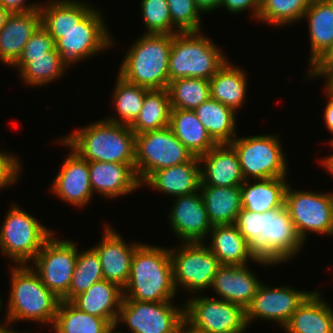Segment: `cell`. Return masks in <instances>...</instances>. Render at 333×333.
Masks as SVG:
<instances>
[{"label":"cell","mask_w":333,"mask_h":333,"mask_svg":"<svg viewBox=\"0 0 333 333\" xmlns=\"http://www.w3.org/2000/svg\"><path fill=\"white\" fill-rule=\"evenodd\" d=\"M177 293L169 249L141 242L132 256L123 300L173 301Z\"/></svg>","instance_id":"1"},{"label":"cell","mask_w":333,"mask_h":333,"mask_svg":"<svg viewBox=\"0 0 333 333\" xmlns=\"http://www.w3.org/2000/svg\"><path fill=\"white\" fill-rule=\"evenodd\" d=\"M135 136L130 126L101 119L62 139L88 162L135 164Z\"/></svg>","instance_id":"2"},{"label":"cell","mask_w":333,"mask_h":333,"mask_svg":"<svg viewBox=\"0 0 333 333\" xmlns=\"http://www.w3.org/2000/svg\"><path fill=\"white\" fill-rule=\"evenodd\" d=\"M12 267L5 326H11L13 322L20 320L52 326L61 299L42 283L32 266L12 265Z\"/></svg>","instance_id":"3"},{"label":"cell","mask_w":333,"mask_h":333,"mask_svg":"<svg viewBox=\"0 0 333 333\" xmlns=\"http://www.w3.org/2000/svg\"><path fill=\"white\" fill-rule=\"evenodd\" d=\"M171 48L172 35L144 33L127 50L117 74L149 90L167 89Z\"/></svg>","instance_id":"4"},{"label":"cell","mask_w":333,"mask_h":333,"mask_svg":"<svg viewBox=\"0 0 333 333\" xmlns=\"http://www.w3.org/2000/svg\"><path fill=\"white\" fill-rule=\"evenodd\" d=\"M201 33L179 32L172 35L169 81L188 77L210 80L228 60L214 41Z\"/></svg>","instance_id":"5"},{"label":"cell","mask_w":333,"mask_h":333,"mask_svg":"<svg viewBox=\"0 0 333 333\" xmlns=\"http://www.w3.org/2000/svg\"><path fill=\"white\" fill-rule=\"evenodd\" d=\"M11 205L0 227V252L14 265H29L54 232L22 207Z\"/></svg>","instance_id":"6"},{"label":"cell","mask_w":333,"mask_h":333,"mask_svg":"<svg viewBox=\"0 0 333 333\" xmlns=\"http://www.w3.org/2000/svg\"><path fill=\"white\" fill-rule=\"evenodd\" d=\"M103 18L102 13L93 8L68 30H46L55 39L56 50L69 66L113 47L115 41Z\"/></svg>","instance_id":"7"},{"label":"cell","mask_w":333,"mask_h":333,"mask_svg":"<svg viewBox=\"0 0 333 333\" xmlns=\"http://www.w3.org/2000/svg\"><path fill=\"white\" fill-rule=\"evenodd\" d=\"M229 144L238 155L244 180L287 177L288 162L278 135L236 136Z\"/></svg>","instance_id":"8"},{"label":"cell","mask_w":333,"mask_h":333,"mask_svg":"<svg viewBox=\"0 0 333 333\" xmlns=\"http://www.w3.org/2000/svg\"><path fill=\"white\" fill-rule=\"evenodd\" d=\"M262 217V233L248 243L253 257L279 265L297 256L305 244L298 236L285 206L264 212Z\"/></svg>","instance_id":"9"},{"label":"cell","mask_w":333,"mask_h":333,"mask_svg":"<svg viewBox=\"0 0 333 333\" xmlns=\"http://www.w3.org/2000/svg\"><path fill=\"white\" fill-rule=\"evenodd\" d=\"M184 304V325L197 333H246V311L238 304L192 296Z\"/></svg>","instance_id":"10"},{"label":"cell","mask_w":333,"mask_h":333,"mask_svg":"<svg viewBox=\"0 0 333 333\" xmlns=\"http://www.w3.org/2000/svg\"><path fill=\"white\" fill-rule=\"evenodd\" d=\"M178 249L170 248L173 280L176 290L181 287L189 295L201 293L212 286L214 276L221 266L219 259L205 242H181Z\"/></svg>","instance_id":"11"},{"label":"cell","mask_w":333,"mask_h":333,"mask_svg":"<svg viewBox=\"0 0 333 333\" xmlns=\"http://www.w3.org/2000/svg\"><path fill=\"white\" fill-rule=\"evenodd\" d=\"M193 157L169 126L135 136V171L140 182L156 170L189 162Z\"/></svg>","instance_id":"12"},{"label":"cell","mask_w":333,"mask_h":333,"mask_svg":"<svg viewBox=\"0 0 333 333\" xmlns=\"http://www.w3.org/2000/svg\"><path fill=\"white\" fill-rule=\"evenodd\" d=\"M287 209L295 230L303 243L309 232L333 235V193L291 189L285 191Z\"/></svg>","instance_id":"13"},{"label":"cell","mask_w":333,"mask_h":333,"mask_svg":"<svg viewBox=\"0 0 333 333\" xmlns=\"http://www.w3.org/2000/svg\"><path fill=\"white\" fill-rule=\"evenodd\" d=\"M54 234L45 241L30 264L42 283L62 299L69 291L78 247L72 241L57 239Z\"/></svg>","instance_id":"14"},{"label":"cell","mask_w":333,"mask_h":333,"mask_svg":"<svg viewBox=\"0 0 333 333\" xmlns=\"http://www.w3.org/2000/svg\"><path fill=\"white\" fill-rule=\"evenodd\" d=\"M173 302L122 300L116 323L118 327L125 323L131 333H179L184 325V305L177 307Z\"/></svg>","instance_id":"15"},{"label":"cell","mask_w":333,"mask_h":333,"mask_svg":"<svg viewBox=\"0 0 333 333\" xmlns=\"http://www.w3.org/2000/svg\"><path fill=\"white\" fill-rule=\"evenodd\" d=\"M311 291H301L288 286L269 287L262 283L252 303L246 308V323L249 327L254 319L275 321L279 327H284L292 314L311 294Z\"/></svg>","instance_id":"16"},{"label":"cell","mask_w":333,"mask_h":333,"mask_svg":"<svg viewBox=\"0 0 333 333\" xmlns=\"http://www.w3.org/2000/svg\"><path fill=\"white\" fill-rule=\"evenodd\" d=\"M58 140V143L67 146L71 151L52 182L51 192L66 203L83 208L94 196L90 185L88 161L75 152L62 138Z\"/></svg>","instance_id":"17"},{"label":"cell","mask_w":333,"mask_h":333,"mask_svg":"<svg viewBox=\"0 0 333 333\" xmlns=\"http://www.w3.org/2000/svg\"><path fill=\"white\" fill-rule=\"evenodd\" d=\"M168 220L181 242H207L212 224L200 191L175 197Z\"/></svg>","instance_id":"18"},{"label":"cell","mask_w":333,"mask_h":333,"mask_svg":"<svg viewBox=\"0 0 333 333\" xmlns=\"http://www.w3.org/2000/svg\"><path fill=\"white\" fill-rule=\"evenodd\" d=\"M102 235V241L92 248L100 259L103 277L124 288L130 276L133 253L141 243L133 242L128 245L123 236L108 224Z\"/></svg>","instance_id":"19"},{"label":"cell","mask_w":333,"mask_h":333,"mask_svg":"<svg viewBox=\"0 0 333 333\" xmlns=\"http://www.w3.org/2000/svg\"><path fill=\"white\" fill-rule=\"evenodd\" d=\"M90 185L93 194L116 199L140 189L141 182L135 171V164L88 162ZM97 192V193H96Z\"/></svg>","instance_id":"20"},{"label":"cell","mask_w":333,"mask_h":333,"mask_svg":"<svg viewBox=\"0 0 333 333\" xmlns=\"http://www.w3.org/2000/svg\"><path fill=\"white\" fill-rule=\"evenodd\" d=\"M199 161L200 186L231 187L244 183L238 155L230 144H217Z\"/></svg>","instance_id":"21"},{"label":"cell","mask_w":333,"mask_h":333,"mask_svg":"<svg viewBox=\"0 0 333 333\" xmlns=\"http://www.w3.org/2000/svg\"><path fill=\"white\" fill-rule=\"evenodd\" d=\"M249 268L247 265H221L210 288L219 299L241 305L246 310L262 284Z\"/></svg>","instance_id":"22"},{"label":"cell","mask_w":333,"mask_h":333,"mask_svg":"<svg viewBox=\"0 0 333 333\" xmlns=\"http://www.w3.org/2000/svg\"><path fill=\"white\" fill-rule=\"evenodd\" d=\"M200 183V161L194 156L189 162L150 173L141 186L145 184L171 197H178L199 191Z\"/></svg>","instance_id":"23"},{"label":"cell","mask_w":333,"mask_h":333,"mask_svg":"<svg viewBox=\"0 0 333 333\" xmlns=\"http://www.w3.org/2000/svg\"><path fill=\"white\" fill-rule=\"evenodd\" d=\"M40 25V10L10 14L0 30L1 63L12 67L21 56L31 35Z\"/></svg>","instance_id":"24"},{"label":"cell","mask_w":333,"mask_h":333,"mask_svg":"<svg viewBox=\"0 0 333 333\" xmlns=\"http://www.w3.org/2000/svg\"><path fill=\"white\" fill-rule=\"evenodd\" d=\"M123 300V288L114 282L102 279L77 295L71 303L79 310L106 319L110 324L117 322Z\"/></svg>","instance_id":"25"},{"label":"cell","mask_w":333,"mask_h":333,"mask_svg":"<svg viewBox=\"0 0 333 333\" xmlns=\"http://www.w3.org/2000/svg\"><path fill=\"white\" fill-rule=\"evenodd\" d=\"M210 251L219 259L221 265H248L249 259L262 266H273L263 260H257L249 252L248 243L235 224L214 225L209 232Z\"/></svg>","instance_id":"26"},{"label":"cell","mask_w":333,"mask_h":333,"mask_svg":"<svg viewBox=\"0 0 333 333\" xmlns=\"http://www.w3.org/2000/svg\"><path fill=\"white\" fill-rule=\"evenodd\" d=\"M312 293L292 314L283 327L287 333H333V308L320 296Z\"/></svg>","instance_id":"27"},{"label":"cell","mask_w":333,"mask_h":333,"mask_svg":"<svg viewBox=\"0 0 333 333\" xmlns=\"http://www.w3.org/2000/svg\"><path fill=\"white\" fill-rule=\"evenodd\" d=\"M286 177L244 180L240 186L242 208L256 213H264L284 207Z\"/></svg>","instance_id":"28"},{"label":"cell","mask_w":333,"mask_h":333,"mask_svg":"<svg viewBox=\"0 0 333 333\" xmlns=\"http://www.w3.org/2000/svg\"><path fill=\"white\" fill-rule=\"evenodd\" d=\"M169 127L195 157L204 155L217 145L193 110L171 108Z\"/></svg>","instance_id":"29"},{"label":"cell","mask_w":333,"mask_h":333,"mask_svg":"<svg viewBox=\"0 0 333 333\" xmlns=\"http://www.w3.org/2000/svg\"><path fill=\"white\" fill-rule=\"evenodd\" d=\"M303 18L309 26L311 66L333 43V0H312Z\"/></svg>","instance_id":"30"},{"label":"cell","mask_w":333,"mask_h":333,"mask_svg":"<svg viewBox=\"0 0 333 333\" xmlns=\"http://www.w3.org/2000/svg\"><path fill=\"white\" fill-rule=\"evenodd\" d=\"M228 60L209 80L210 98L232 108L235 112L245 104L248 79L245 71L232 66Z\"/></svg>","instance_id":"31"},{"label":"cell","mask_w":333,"mask_h":333,"mask_svg":"<svg viewBox=\"0 0 333 333\" xmlns=\"http://www.w3.org/2000/svg\"><path fill=\"white\" fill-rule=\"evenodd\" d=\"M199 191L212 226L235 223L242 209L240 186H199Z\"/></svg>","instance_id":"32"},{"label":"cell","mask_w":333,"mask_h":333,"mask_svg":"<svg viewBox=\"0 0 333 333\" xmlns=\"http://www.w3.org/2000/svg\"><path fill=\"white\" fill-rule=\"evenodd\" d=\"M193 111L217 144H229L237 136V112L232 108L209 98Z\"/></svg>","instance_id":"33"},{"label":"cell","mask_w":333,"mask_h":333,"mask_svg":"<svg viewBox=\"0 0 333 333\" xmlns=\"http://www.w3.org/2000/svg\"><path fill=\"white\" fill-rule=\"evenodd\" d=\"M12 67L18 69L24 83L38 87L62 77L69 65L57 50H53L47 52V56L19 57Z\"/></svg>","instance_id":"34"},{"label":"cell","mask_w":333,"mask_h":333,"mask_svg":"<svg viewBox=\"0 0 333 333\" xmlns=\"http://www.w3.org/2000/svg\"><path fill=\"white\" fill-rule=\"evenodd\" d=\"M51 1V2H50ZM48 0L40 7L41 26L45 30H68L78 24L93 5L78 0Z\"/></svg>","instance_id":"35"},{"label":"cell","mask_w":333,"mask_h":333,"mask_svg":"<svg viewBox=\"0 0 333 333\" xmlns=\"http://www.w3.org/2000/svg\"><path fill=\"white\" fill-rule=\"evenodd\" d=\"M170 96L167 89L149 90L145 94L138 117L130 125L136 134L169 126Z\"/></svg>","instance_id":"36"},{"label":"cell","mask_w":333,"mask_h":333,"mask_svg":"<svg viewBox=\"0 0 333 333\" xmlns=\"http://www.w3.org/2000/svg\"><path fill=\"white\" fill-rule=\"evenodd\" d=\"M111 324L103 318L79 310L61 300L51 330L55 333H104Z\"/></svg>","instance_id":"37"},{"label":"cell","mask_w":333,"mask_h":333,"mask_svg":"<svg viewBox=\"0 0 333 333\" xmlns=\"http://www.w3.org/2000/svg\"><path fill=\"white\" fill-rule=\"evenodd\" d=\"M149 89L132 84L117 76L114 93H112L113 107L117 115L104 118L107 121L130 126L138 117L145 94ZM120 117V118H119Z\"/></svg>","instance_id":"38"},{"label":"cell","mask_w":333,"mask_h":333,"mask_svg":"<svg viewBox=\"0 0 333 333\" xmlns=\"http://www.w3.org/2000/svg\"><path fill=\"white\" fill-rule=\"evenodd\" d=\"M170 106L175 109L194 110L210 98V83L204 78H179L169 82L167 88Z\"/></svg>","instance_id":"39"},{"label":"cell","mask_w":333,"mask_h":333,"mask_svg":"<svg viewBox=\"0 0 333 333\" xmlns=\"http://www.w3.org/2000/svg\"><path fill=\"white\" fill-rule=\"evenodd\" d=\"M104 279L100 259L93 248L78 251L68 293L61 299L71 302L77 295L84 293L91 285Z\"/></svg>","instance_id":"40"},{"label":"cell","mask_w":333,"mask_h":333,"mask_svg":"<svg viewBox=\"0 0 333 333\" xmlns=\"http://www.w3.org/2000/svg\"><path fill=\"white\" fill-rule=\"evenodd\" d=\"M312 0H261L259 21L273 26L297 23L310 6Z\"/></svg>","instance_id":"41"},{"label":"cell","mask_w":333,"mask_h":333,"mask_svg":"<svg viewBox=\"0 0 333 333\" xmlns=\"http://www.w3.org/2000/svg\"><path fill=\"white\" fill-rule=\"evenodd\" d=\"M141 14L147 34H170L179 31L172 25L167 0H141Z\"/></svg>","instance_id":"42"},{"label":"cell","mask_w":333,"mask_h":333,"mask_svg":"<svg viewBox=\"0 0 333 333\" xmlns=\"http://www.w3.org/2000/svg\"><path fill=\"white\" fill-rule=\"evenodd\" d=\"M172 25L179 32H200V9L194 0H167Z\"/></svg>","instance_id":"43"},{"label":"cell","mask_w":333,"mask_h":333,"mask_svg":"<svg viewBox=\"0 0 333 333\" xmlns=\"http://www.w3.org/2000/svg\"><path fill=\"white\" fill-rule=\"evenodd\" d=\"M56 50L55 39L40 25L26 43L20 57L47 56V52Z\"/></svg>","instance_id":"44"},{"label":"cell","mask_w":333,"mask_h":333,"mask_svg":"<svg viewBox=\"0 0 333 333\" xmlns=\"http://www.w3.org/2000/svg\"><path fill=\"white\" fill-rule=\"evenodd\" d=\"M234 224L247 243H249L253 238L262 233V213H256L242 208Z\"/></svg>","instance_id":"45"},{"label":"cell","mask_w":333,"mask_h":333,"mask_svg":"<svg viewBox=\"0 0 333 333\" xmlns=\"http://www.w3.org/2000/svg\"><path fill=\"white\" fill-rule=\"evenodd\" d=\"M13 153L0 150V189L7 188L20 178L21 162Z\"/></svg>","instance_id":"46"},{"label":"cell","mask_w":333,"mask_h":333,"mask_svg":"<svg viewBox=\"0 0 333 333\" xmlns=\"http://www.w3.org/2000/svg\"><path fill=\"white\" fill-rule=\"evenodd\" d=\"M309 68L307 79L325 77L333 69V43Z\"/></svg>","instance_id":"47"},{"label":"cell","mask_w":333,"mask_h":333,"mask_svg":"<svg viewBox=\"0 0 333 333\" xmlns=\"http://www.w3.org/2000/svg\"><path fill=\"white\" fill-rule=\"evenodd\" d=\"M224 7L228 12L231 13H242L245 10H253L252 18L258 19V14L261 7V0H223L220 6Z\"/></svg>","instance_id":"48"},{"label":"cell","mask_w":333,"mask_h":333,"mask_svg":"<svg viewBox=\"0 0 333 333\" xmlns=\"http://www.w3.org/2000/svg\"><path fill=\"white\" fill-rule=\"evenodd\" d=\"M27 0H0L2 5L10 14L25 13L30 11L39 10L42 4L30 3L26 4Z\"/></svg>","instance_id":"49"},{"label":"cell","mask_w":333,"mask_h":333,"mask_svg":"<svg viewBox=\"0 0 333 333\" xmlns=\"http://www.w3.org/2000/svg\"><path fill=\"white\" fill-rule=\"evenodd\" d=\"M325 93L327 96V101L328 103L325 106L324 111V121H325V126L326 129H328V131H330V133H333V94H331L325 87Z\"/></svg>","instance_id":"50"},{"label":"cell","mask_w":333,"mask_h":333,"mask_svg":"<svg viewBox=\"0 0 333 333\" xmlns=\"http://www.w3.org/2000/svg\"><path fill=\"white\" fill-rule=\"evenodd\" d=\"M223 0H194L196 6L202 13L212 12L220 9Z\"/></svg>","instance_id":"51"},{"label":"cell","mask_w":333,"mask_h":333,"mask_svg":"<svg viewBox=\"0 0 333 333\" xmlns=\"http://www.w3.org/2000/svg\"><path fill=\"white\" fill-rule=\"evenodd\" d=\"M329 144L331 147H333V138L329 140ZM321 161L323 167L329 172L333 168V153L330 156L322 158Z\"/></svg>","instance_id":"52"},{"label":"cell","mask_w":333,"mask_h":333,"mask_svg":"<svg viewBox=\"0 0 333 333\" xmlns=\"http://www.w3.org/2000/svg\"><path fill=\"white\" fill-rule=\"evenodd\" d=\"M325 88L333 94V69L325 76Z\"/></svg>","instance_id":"53"},{"label":"cell","mask_w":333,"mask_h":333,"mask_svg":"<svg viewBox=\"0 0 333 333\" xmlns=\"http://www.w3.org/2000/svg\"><path fill=\"white\" fill-rule=\"evenodd\" d=\"M9 15L10 13L2 5H0V30L5 25V22Z\"/></svg>","instance_id":"54"},{"label":"cell","mask_w":333,"mask_h":333,"mask_svg":"<svg viewBox=\"0 0 333 333\" xmlns=\"http://www.w3.org/2000/svg\"><path fill=\"white\" fill-rule=\"evenodd\" d=\"M0 333H18V332L16 330L14 331V329L11 328L10 325H7L0 327ZM24 333H28V331Z\"/></svg>","instance_id":"55"},{"label":"cell","mask_w":333,"mask_h":333,"mask_svg":"<svg viewBox=\"0 0 333 333\" xmlns=\"http://www.w3.org/2000/svg\"><path fill=\"white\" fill-rule=\"evenodd\" d=\"M117 326H118L117 323H115V324H111V325L105 330L104 333H124V332H118V331H116Z\"/></svg>","instance_id":"56"},{"label":"cell","mask_w":333,"mask_h":333,"mask_svg":"<svg viewBox=\"0 0 333 333\" xmlns=\"http://www.w3.org/2000/svg\"><path fill=\"white\" fill-rule=\"evenodd\" d=\"M179 333H197L191 329H189L187 326L183 325L179 331Z\"/></svg>","instance_id":"57"},{"label":"cell","mask_w":333,"mask_h":333,"mask_svg":"<svg viewBox=\"0 0 333 333\" xmlns=\"http://www.w3.org/2000/svg\"><path fill=\"white\" fill-rule=\"evenodd\" d=\"M2 300L1 297H0V312L2 311ZM2 325L4 326V324H1L0 327H2Z\"/></svg>","instance_id":"58"},{"label":"cell","mask_w":333,"mask_h":333,"mask_svg":"<svg viewBox=\"0 0 333 333\" xmlns=\"http://www.w3.org/2000/svg\"><path fill=\"white\" fill-rule=\"evenodd\" d=\"M328 173H330L333 177V168Z\"/></svg>","instance_id":"59"}]
</instances>
